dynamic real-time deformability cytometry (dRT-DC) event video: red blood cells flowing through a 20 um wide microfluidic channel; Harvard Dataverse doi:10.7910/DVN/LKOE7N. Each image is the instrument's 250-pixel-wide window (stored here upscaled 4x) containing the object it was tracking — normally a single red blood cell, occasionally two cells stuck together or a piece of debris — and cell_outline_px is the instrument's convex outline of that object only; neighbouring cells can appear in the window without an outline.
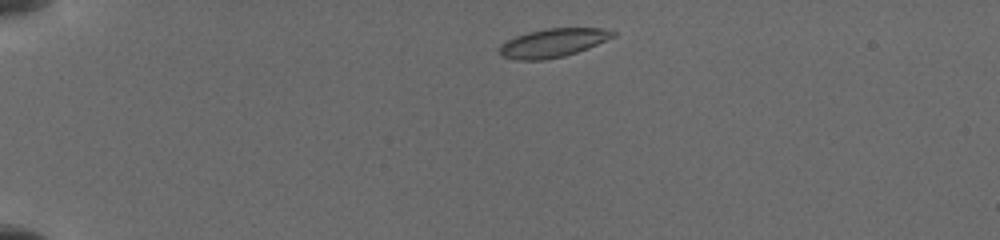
{"species": "common noctule bat (a hibernating species)", "species_latin": "Nyctalus noctula", "temperature_condition": "cold", "stored_images_in_passage": 5, "camera_frame_rate_fps": 3000, "um_per_image_px": 0.085, "animal": {"sex": "female", "body_mass_g": 19.5, "forearm_length_mm": 54.1}, "frame": {"image": 1, "passage_image": 1, "time_ms": 0.0, "image_size_px": [1000, 240], "cell_outline_px": [[616, 36], [588, 48], [564, 56], [544, 60], [516, 60], [500, 56], [496, 48], [500, 44], [516, 36], [528, 32], [548, 28], [600, 28], [616, 32]], "centroid_in_image_um": [46.95, 3.65], "position_along_channel_um": 38.0, "area_um2": 19.02}}
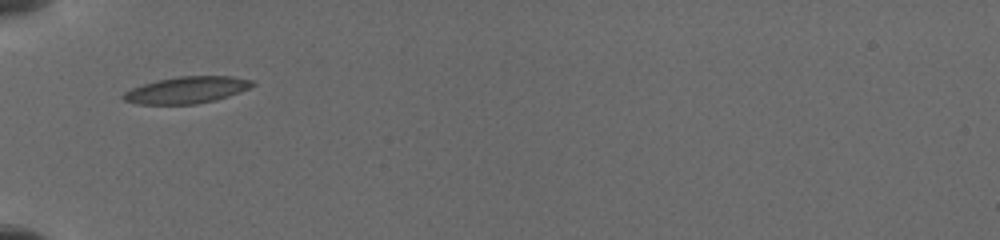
{"frame": {"image": 2, "passage_image": 4, "time_ms": 2.333, "image_size_px": [1000, 240], "cell_outline_px": [[256, 84], [240, 92], [216, 100], [196, 104], [136, 104], [124, 100], [120, 96], [124, 92], [132, 88], [156, 80], [180, 76], [232, 76], [252, 80]], "centroid_in_image_um": [15.86, 7.65], "position_along_channel_um": 69.1, "area_um2": 20.11}}